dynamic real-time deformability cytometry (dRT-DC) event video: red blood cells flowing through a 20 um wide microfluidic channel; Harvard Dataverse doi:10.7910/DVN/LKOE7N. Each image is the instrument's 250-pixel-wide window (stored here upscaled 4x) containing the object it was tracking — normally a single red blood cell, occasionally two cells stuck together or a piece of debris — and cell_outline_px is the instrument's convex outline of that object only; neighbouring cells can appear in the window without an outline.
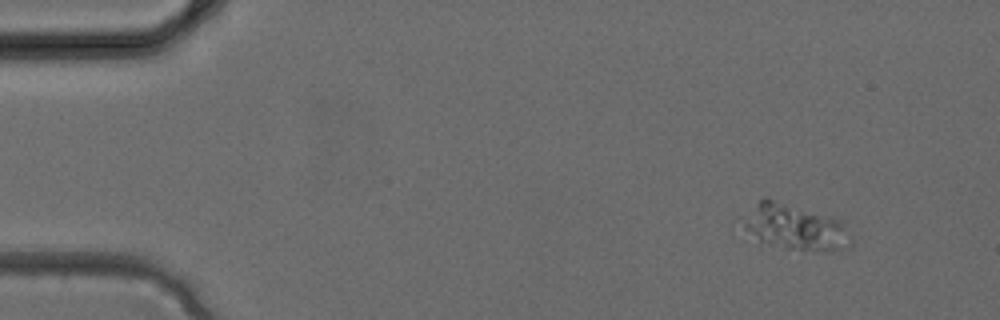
{"species": "common noctule bat (a hibernating species)", "species_latin": "Nyctalus noctula", "temperature_condition": "cold", "stored_images_in_passage": 3, "camera_frame_rate_fps": 3000, "um_per_image_px": 0.085, "animal": {"sex": "female", "body_mass_g": 24.6, "forearm_length_mm": 56.2}, "frame": {"image": 1, "passage_image": 1, "time_ms": 0.0, "image_size_px": [1000, 320], "cell_outline_px": [[852, 248], [828, 252], [824, 252], [788, 248], [772, 244], [760, 240], [744, 228], [740, 224], [756, 204], [764, 196], [768, 196], [836, 216], [844, 220], [852, 236]], "centroid_in_image_um": [67.74, 19.27], "position_along_channel_um": 17.3, "area_um2": 29.71}}
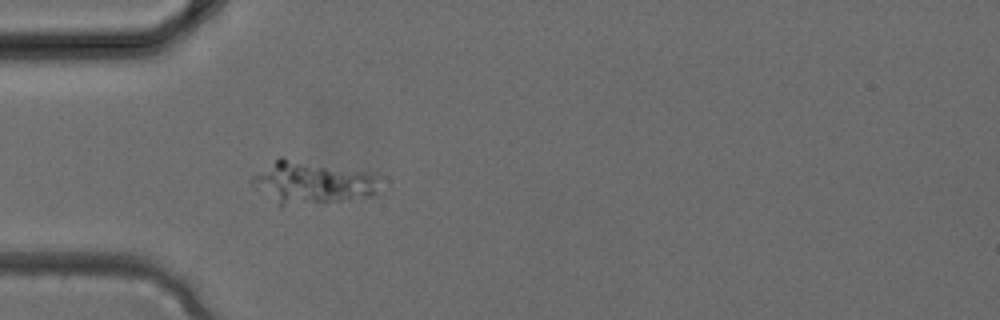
{"frame": {"image": 2, "passage_image": 3, "time_ms": 0.667, "image_size_px": [1000, 320], "cell_outline_px": [[376, 196], [348, 200], [280, 208], [252, 184], [252, 176], [280, 156], [284, 156], [372, 172], [376, 176]], "centroid_in_image_um": [26.52, 15.53], "position_along_channel_um": 58.5, "area_um2": 32.54}}